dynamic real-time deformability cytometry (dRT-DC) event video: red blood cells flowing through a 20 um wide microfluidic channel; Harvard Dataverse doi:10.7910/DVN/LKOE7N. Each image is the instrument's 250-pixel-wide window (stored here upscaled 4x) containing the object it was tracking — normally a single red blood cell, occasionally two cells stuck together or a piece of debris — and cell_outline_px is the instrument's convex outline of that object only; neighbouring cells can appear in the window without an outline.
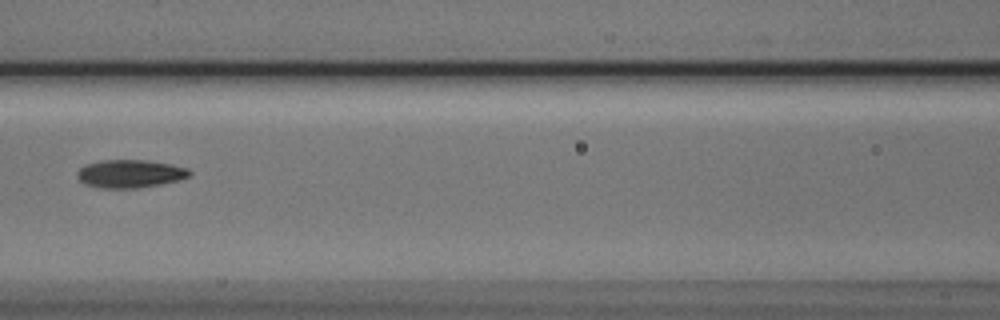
{"species": "Egyptian fruit bat (a non-hibernating species)", "species_latin": "Rousettus aegyptiacus", "temperature_condition": "cold", "stored_images_in_passage": 4, "camera_frame_rate_fps": 3000, "um_per_image_px": 0.085, "animal": {"sex": "male"}, "frame": {"image": 1, "passage_image": 4, "time_ms": 1.0, "image_size_px": [1000, 320], "cell_outline_px": [[192, 176], [160, 184], [140, 188], [100, 188], [84, 184], [76, 176], [80, 168], [84, 164], [100, 160], [144, 160], [168, 164], [188, 168], [192, 172]], "centroid_in_image_um": [11.03, 14.77], "position_along_channel_um": 155.6, "area_um2": 18.38}}